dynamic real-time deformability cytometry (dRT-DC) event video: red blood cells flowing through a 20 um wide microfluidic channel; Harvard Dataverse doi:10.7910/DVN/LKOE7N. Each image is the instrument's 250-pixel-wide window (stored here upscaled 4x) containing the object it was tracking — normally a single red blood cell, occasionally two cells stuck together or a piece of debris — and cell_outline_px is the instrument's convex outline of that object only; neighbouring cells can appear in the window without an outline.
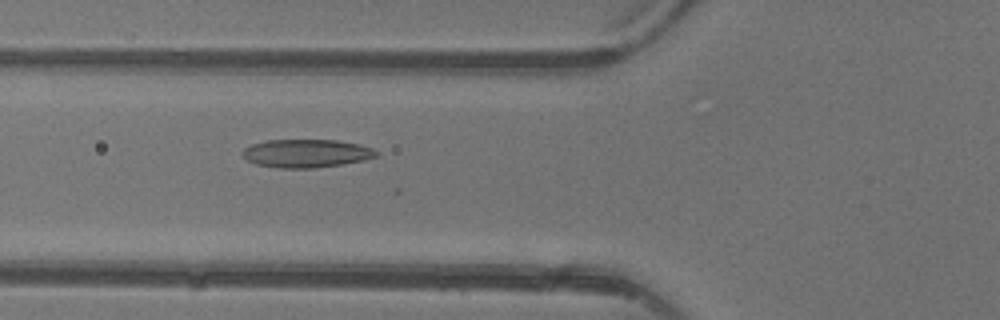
{"species": "common noctule bat (a hibernating species)", "species_latin": "Nyctalus noctula", "temperature_condition": "warm", "stored_images_in_passage": 6, "camera_frame_rate_fps": 3000, "um_per_image_px": 0.085, "animal": {"sex": "female"}, "frame": {"image": 1, "passage_image": 6, "time_ms": 6.667, "image_size_px": [1000, 320], "cell_outline_px": [[380, 152], [376, 156], [364, 160], [316, 168], [276, 168], [256, 164], [248, 160], [240, 152], [244, 148], [252, 144], [268, 140], [336, 140], [360, 144], [372, 148]], "centroid_in_image_um": [26.04, 13.03], "position_along_channel_um": 99.8, "area_um2": 22.02}}